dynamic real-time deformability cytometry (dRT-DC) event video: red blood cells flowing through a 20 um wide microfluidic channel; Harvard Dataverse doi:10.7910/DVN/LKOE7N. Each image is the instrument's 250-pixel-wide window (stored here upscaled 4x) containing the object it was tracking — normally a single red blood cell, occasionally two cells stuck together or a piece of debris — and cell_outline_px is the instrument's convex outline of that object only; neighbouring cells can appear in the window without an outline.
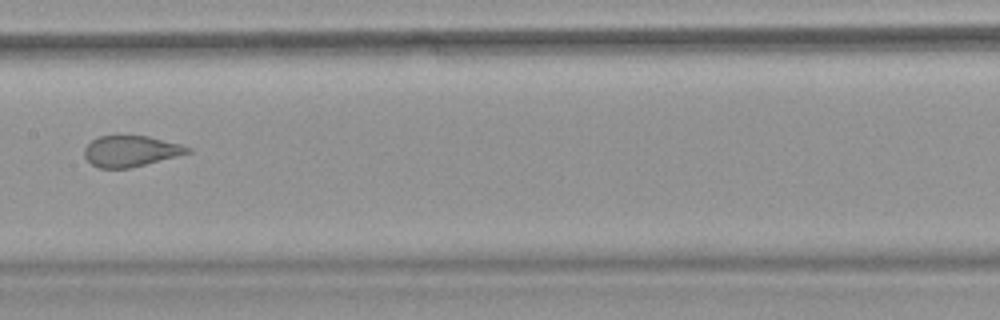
{"species": "common noctule bat (a hibernating species)", "species_latin": "Nyctalus noctula", "temperature_condition": "warm", "stored_images_in_passage": 10, "camera_frame_rate_fps": 3000, "um_per_image_px": 0.085, "animal": {"sex": "female", "body_mass_g": 18.4}, "frame": {"image": 1, "passage_image": 9, "time_ms": 2.667, "image_size_px": [1000, 320], "cell_outline_px": [[192, 152], [132, 168], [100, 168], [92, 164], [84, 156], [84, 148], [92, 140], [100, 136], [116, 132], [148, 136], [180, 144], [192, 148]], "centroid_in_image_um": [11.1, 12.8], "position_along_channel_um": 196.3, "area_um2": 19.25}}